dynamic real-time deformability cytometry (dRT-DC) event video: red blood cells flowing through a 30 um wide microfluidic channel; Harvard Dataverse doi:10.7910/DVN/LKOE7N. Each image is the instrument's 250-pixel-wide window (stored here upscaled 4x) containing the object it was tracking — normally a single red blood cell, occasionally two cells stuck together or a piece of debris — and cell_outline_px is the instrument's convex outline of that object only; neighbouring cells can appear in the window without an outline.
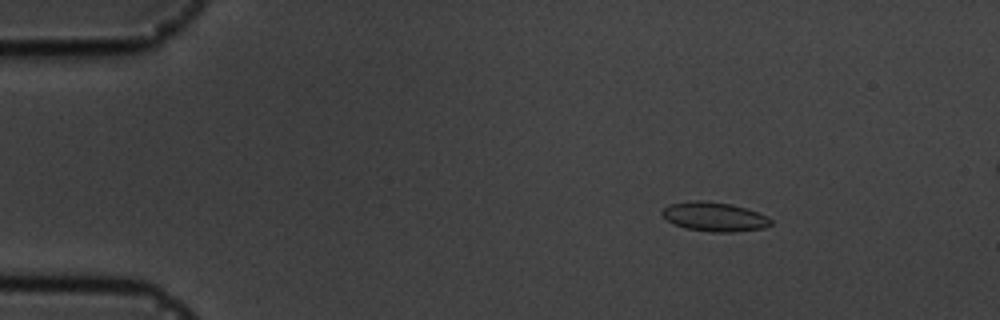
{"species": "common noctule bat (a hibernating species)", "species_latin": "Nyctalus noctula", "temperature_condition": "cold", "stored_images_in_passage": 50, "camera_frame_rate_fps": 3000, "um_per_image_px": 0.085, "animal": {"sex": "male", "body_mass_g": 19.5, "forearm_length_mm": 54.6}, "frame": {"image": 1, "passage_image": 3, "time_ms": 0.667, "image_size_px": [1000, 320], "cell_outline_px": [[772, 224], [764, 228], [732, 232], [712, 232], [688, 228], [676, 224], [668, 220], [664, 216], [664, 208], [672, 204], [696, 200], [732, 204], [756, 212], [772, 220]], "centroid_in_image_um": [60.77, 18.43], "position_along_channel_um": 24.2, "area_um2": 17.86}}
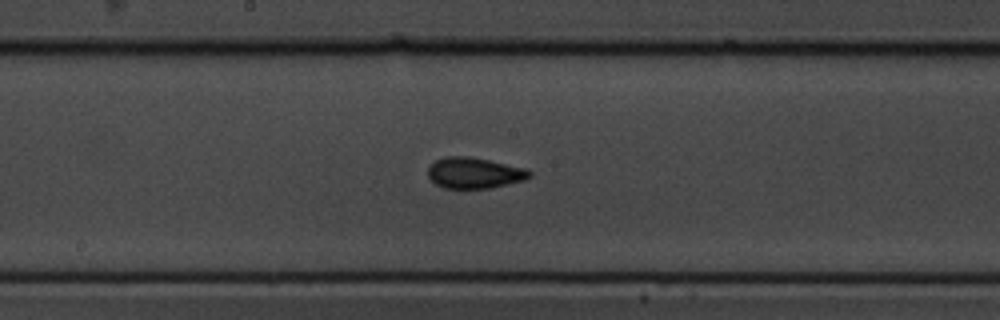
{"frame": {"image": 2, "passage_image": 24, "time_ms": 7.667, "image_size_px": [1000, 320], "cell_outline_px": [[532, 176], [524, 180], [488, 188], [444, 188], [436, 184], [428, 176], [428, 168], [436, 160], [448, 156], [468, 156], [488, 160], [524, 168], [532, 172]], "centroid_in_image_um": [40.31, 14.7], "position_along_channel_um": 207.9, "area_um2": 18.03}}
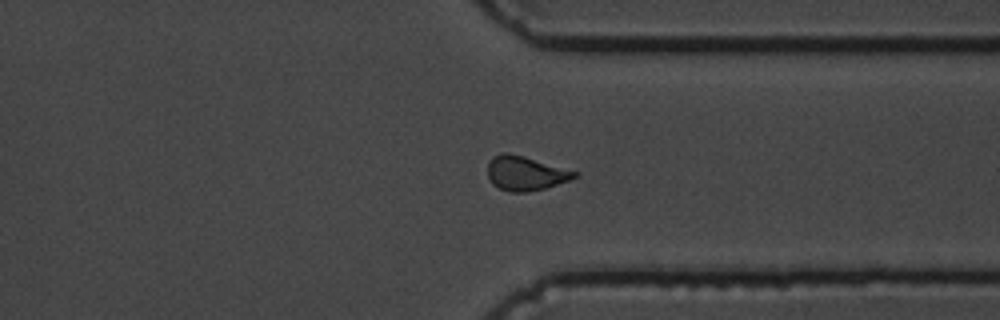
{"frame": {"image": 3, "passage_image": 37, "time_ms": 12.0, "image_size_px": [1000, 320], "cell_outline_px": [[580, 172], [576, 176], [568, 180], [544, 188], [524, 192], [508, 192], [492, 184], [488, 176], [488, 164], [492, 156], [504, 152], [508, 152], [524, 156]], "centroid_in_image_um": [44.64, 14.71], "position_along_channel_um": 366.8, "area_um2": 17.28}}